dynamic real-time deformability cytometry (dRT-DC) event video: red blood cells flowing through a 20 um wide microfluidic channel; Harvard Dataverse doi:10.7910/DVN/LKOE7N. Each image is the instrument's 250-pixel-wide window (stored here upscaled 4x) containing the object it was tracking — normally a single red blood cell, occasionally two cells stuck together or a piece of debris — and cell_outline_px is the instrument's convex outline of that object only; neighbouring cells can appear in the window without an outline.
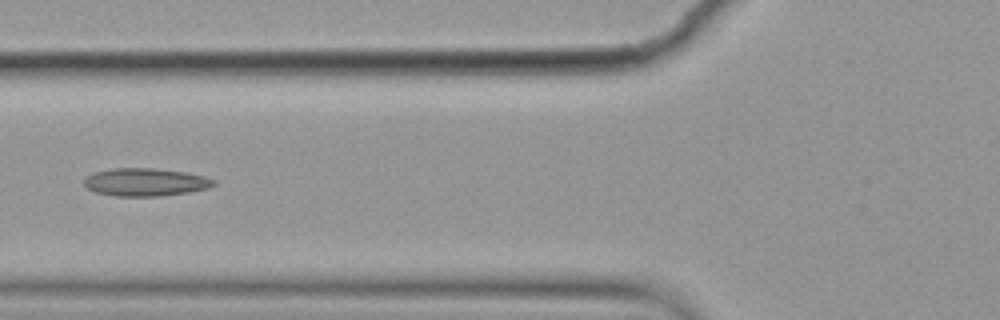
{"species": "common noctule bat (a hibernating species)", "species_latin": "Nyctalus noctula", "temperature_condition": "cold", "stored_images_in_passage": 4, "camera_frame_rate_fps": 3000, "um_per_image_px": 0.085, "animal": {"sex": "female", "body_mass_g": 19.9}, "frame": {"image": 1, "passage_image": 4, "time_ms": 1.0, "image_size_px": [1000, 320], "cell_outline_px": [[216, 184], [208, 188], [188, 192], [160, 196], [116, 196], [96, 192], [88, 188], [84, 184], [84, 180], [92, 172], [112, 168], [152, 168], [188, 172], [204, 176], [216, 180]], "centroid_in_image_um": [12.38, 15.47], "position_along_channel_um": 113.4, "area_um2": 21.1}}